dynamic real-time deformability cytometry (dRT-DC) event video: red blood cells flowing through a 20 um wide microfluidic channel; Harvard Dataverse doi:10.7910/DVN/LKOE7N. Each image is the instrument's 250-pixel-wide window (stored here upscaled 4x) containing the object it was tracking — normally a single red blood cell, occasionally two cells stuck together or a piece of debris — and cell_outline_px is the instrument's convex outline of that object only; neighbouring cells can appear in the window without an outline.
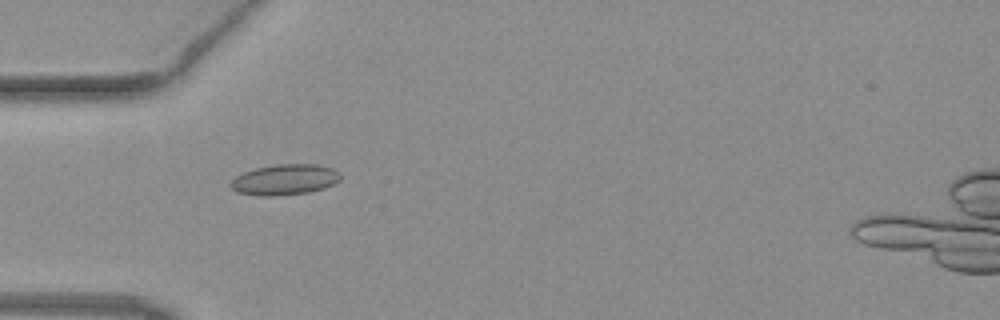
{"species": "common noctule bat (a hibernating species)", "species_latin": "Nyctalus noctula", "temperature_condition": "warm", "stored_images_in_passage": 37, "camera_frame_rate_fps": 3000, "um_per_image_px": 0.085, "animal": {"sex": "female", "body_mass_g": 19.3, "forearm_length_mm": 54.1}, "frame": {"image": 1, "passage_image": 2, "time_ms": 0.333, "image_size_px": [1000, 320], "cell_outline_px": [[340, 180], [324, 188], [308, 192], [272, 196], [260, 196], [236, 192], [228, 184], [236, 176], [244, 172], [256, 168], [276, 164], [316, 164], [332, 168], [340, 176]], "centroid_in_image_um": [24.16, 15.27], "position_along_channel_um": 60.8, "area_um2": 19.48}}
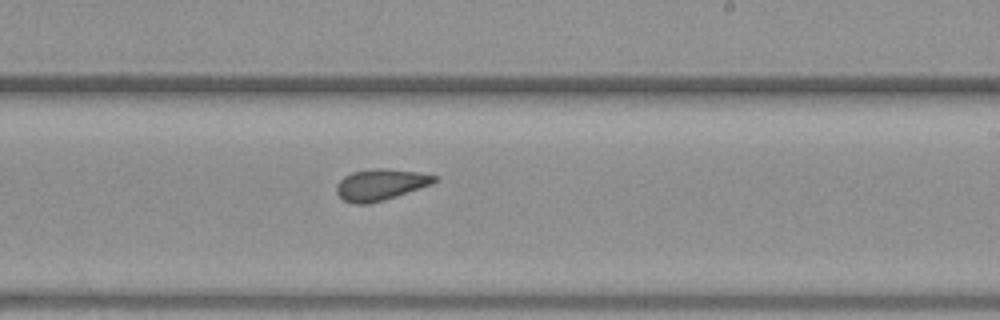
{"frame": {"image": 2, "passage_image": 17, "time_ms": 5.333, "image_size_px": [1000, 320], "cell_outline_px": [[436, 180], [432, 184], [384, 200], [368, 204], [352, 204], [344, 200], [336, 192], [336, 184], [344, 176], [352, 172], [376, 168], [384, 168], [420, 172], [436, 176]], "centroid_in_image_um": [32.32, 15.69], "position_along_channel_um": 256.7, "area_um2": 17.8}}
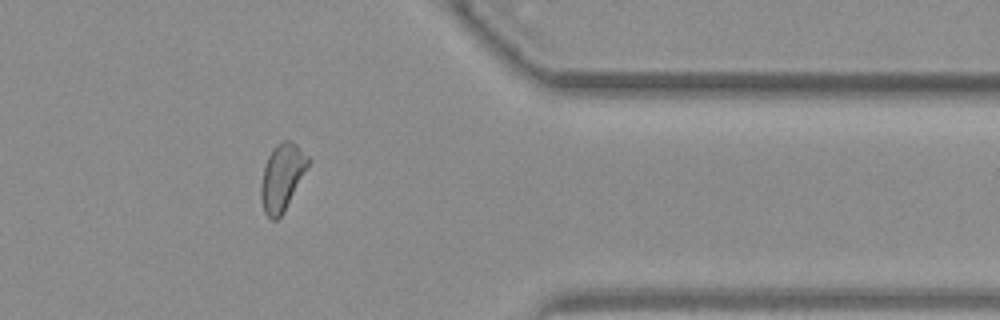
{"frame": {"image": 3, "passage_image": 28, "time_ms": 9.0, "image_size_px": [1000, 320], "cell_outline_px": [[312, 160], [284, 212], [276, 220], [272, 220], [264, 212], [260, 200], [260, 184], [264, 168], [268, 156], [276, 144], [284, 140], [288, 140], [296, 144]], "centroid_in_image_um": [23.98, 15.07], "position_along_channel_um": 387.4, "area_um2": 18.44}, "authors_computed_cell_mechanics": {"area_um2": 17.918, "velocity_mm_per_s": 3.9999, "shape_relaxation_time_tau1_ms": null, "shape_relaxation_time_tau2_ms": 1.869, "deformation_change_tau1": null, "deformation_change_tau2": 0.068}}